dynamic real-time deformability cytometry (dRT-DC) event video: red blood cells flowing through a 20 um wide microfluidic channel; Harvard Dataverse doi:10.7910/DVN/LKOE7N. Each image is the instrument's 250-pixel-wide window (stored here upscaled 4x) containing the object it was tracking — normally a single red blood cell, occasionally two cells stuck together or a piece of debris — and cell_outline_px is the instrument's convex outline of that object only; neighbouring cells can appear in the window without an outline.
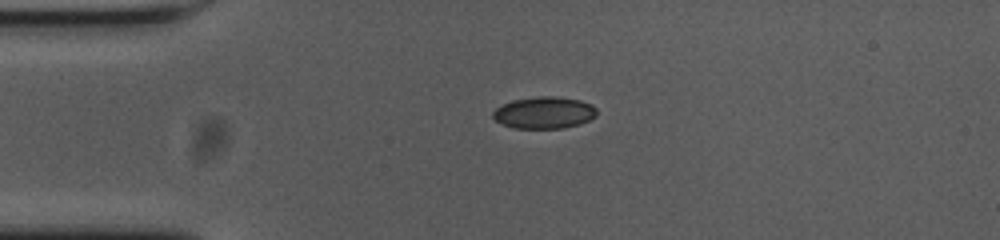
{"species": "common noctule bat (a hibernating species)", "species_latin": "Nyctalus noctula", "temperature_condition": "cold", "stored_images_in_passage": 43, "camera_frame_rate_fps": 3000, "um_per_image_px": 0.085, "animal": {"sex": "female", "body_mass_g": 23.0, "forearm_length_mm": 53.4}, "frame": {"image": 1, "passage_image": 1, "time_ms": 0.0, "image_size_px": [1000, 240], "cell_outline_px": [[596, 116], [580, 124], [564, 128], [512, 128], [500, 124], [492, 116], [492, 112], [496, 108], [512, 100], [540, 96], [552, 96], [580, 100], [592, 104], [596, 108]], "centroid_in_image_um": [46.24, 9.58], "position_along_channel_um": 38.8, "area_um2": 19.31}}
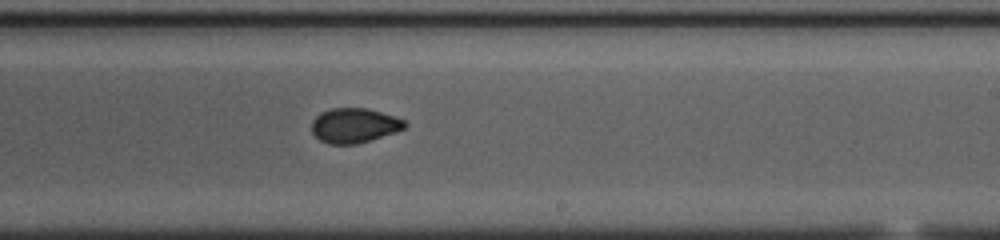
{"frame": {"image": 2, "passage_image": 21, "time_ms": 6.667, "image_size_px": [1000, 240], "cell_outline_px": [[408, 124], [404, 128], [396, 132], [372, 140], [356, 144], [328, 144], [320, 140], [312, 132], [312, 120], [320, 112], [332, 108], [368, 108], [404, 120]], "centroid_in_image_um": [30.1, 10.67], "position_along_channel_um": 258.9, "area_um2": 18.84}}
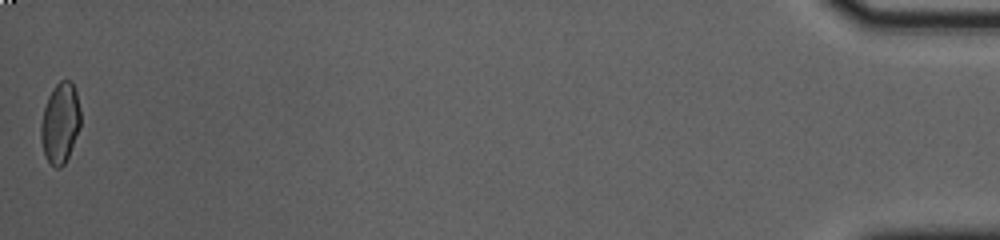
{"frame": {"image": 3, "passage_image": 43, "time_ms": 14.0, "image_size_px": [1000, 240], "cell_outline_px": [[80, 128], [68, 156], [64, 164], [60, 168], [56, 168], [48, 160], [44, 152], [40, 136], [40, 124], [44, 108], [48, 96], [56, 84], [60, 80], [72, 80], [76, 92], [80, 108]], "centroid_in_image_um": [5.12, 10.43], "position_along_channel_um": 430.1, "area_um2": 18.55}, "authors_computed_cell_mechanics": {"area_um2": 19.0162, "velocity_mm_per_s": 3.7099, "shape_relaxation_time_tau1_ms": null, "shape_relaxation_time_tau2_ms": 1.6266, "deformation_change_tau1": null, "deformation_change_tau2": 0.0527}}